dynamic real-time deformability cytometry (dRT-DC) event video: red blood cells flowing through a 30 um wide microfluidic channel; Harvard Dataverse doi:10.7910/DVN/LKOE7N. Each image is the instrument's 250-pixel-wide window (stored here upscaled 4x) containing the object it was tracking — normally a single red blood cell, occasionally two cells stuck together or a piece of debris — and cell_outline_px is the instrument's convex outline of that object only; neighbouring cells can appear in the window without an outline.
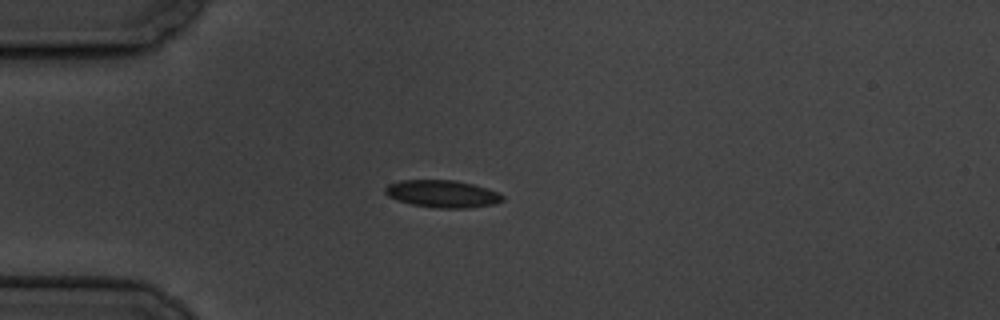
{"species": "common noctule bat (a hibernating species)", "species_latin": "Nyctalus noctula", "temperature_condition": "cold", "stored_images_in_passage": 7, "camera_frame_rate_fps": 3000, "um_per_image_px": 0.085, "animal": {"sex": "male", "body_mass_g": 19.5, "forearm_length_mm": 54.6}, "frame": {"image": 1, "passage_image": 1, "time_ms": 0.0, "image_size_px": [1000, 320], "cell_outline_px": [[504, 200], [496, 204], [468, 208], [432, 208], [412, 204], [396, 200], [388, 196], [384, 192], [384, 188], [388, 184], [400, 180], [456, 180], [488, 188], [500, 192], [504, 196]], "centroid_in_image_um": [37.62, 16.48], "position_along_channel_um": 47.4, "area_um2": 19.02}}
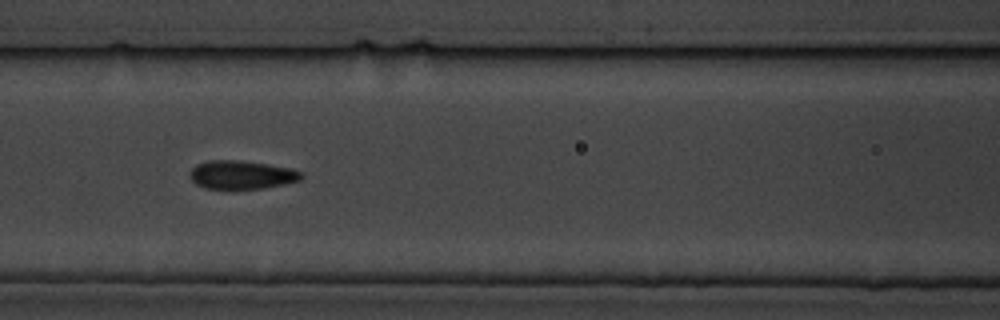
{"frame": {"image": 2, "passage_image": 4, "time_ms": 3.333, "image_size_px": [1000, 320], "cell_outline_px": [[304, 176], [300, 180], [284, 184], [264, 188], [232, 192], [204, 188], [196, 184], [188, 176], [188, 172], [196, 164], [208, 160], [236, 160], [292, 168], [304, 172]], "centroid_in_image_um": [20.5, 14.91], "position_along_channel_um": 146.1, "area_um2": 19.36}}
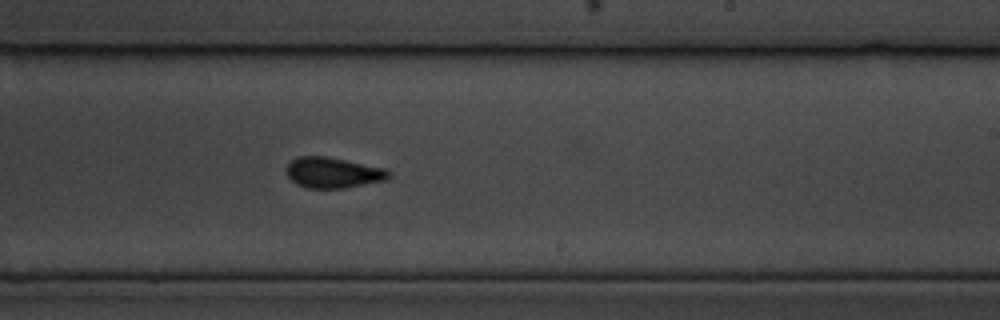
{"frame": {"image": 3, "passage_image": 7, "time_ms": 6.667, "image_size_px": [1000, 320], "cell_outline_px": [[392, 176], [388, 180], [344, 188], [308, 188], [296, 184], [288, 176], [288, 164], [292, 160], [300, 156], [324, 156], [384, 168], [392, 172]], "centroid_in_image_um": [28.36, 14.69], "position_along_channel_um": 260.6, "area_um2": 18.15}}